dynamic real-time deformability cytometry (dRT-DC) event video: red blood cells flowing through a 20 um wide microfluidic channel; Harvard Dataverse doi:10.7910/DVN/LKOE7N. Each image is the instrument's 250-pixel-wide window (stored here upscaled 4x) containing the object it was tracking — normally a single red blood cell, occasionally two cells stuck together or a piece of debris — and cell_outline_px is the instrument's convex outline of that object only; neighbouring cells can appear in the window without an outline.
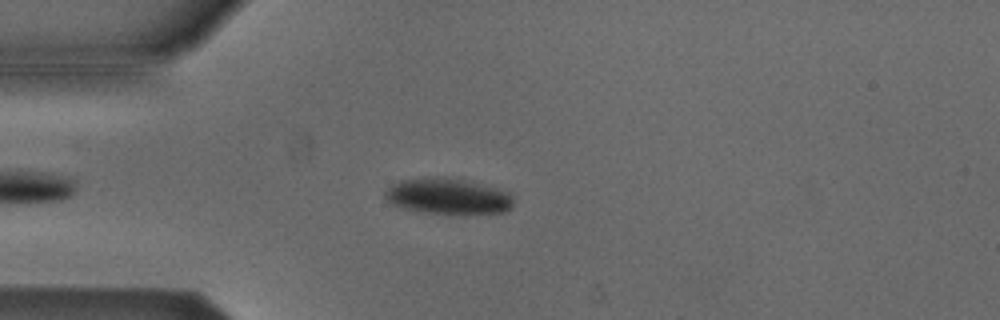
{"species": "Egyptian fruit bat (a non-hibernating species)", "species_latin": "Rousettus aegyptiacus", "temperature_condition": "cold", "stored_images_in_passage": 44, "camera_frame_rate_fps": 3000, "um_per_image_px": 0.085, "animal": {"sex": "male"}, "frame": {"image": 1, "passage_image": 8, "time_ms": 2.333, "image_size_px": [1000, 320], "cell_outline_px": [[512, 208], [504, 212], [460, 216], [452, 216], [424, 212], [400, 208], [392, 204], [384, 196], [384, 192], [392, 184], [404, 180], [444, 176], [496, 188], [508, 192], [512, 196]], "centroid_in_image_um": [38.09, 16.74], "position_along_channel_um": 46.9, "area_um2": 27.28}}
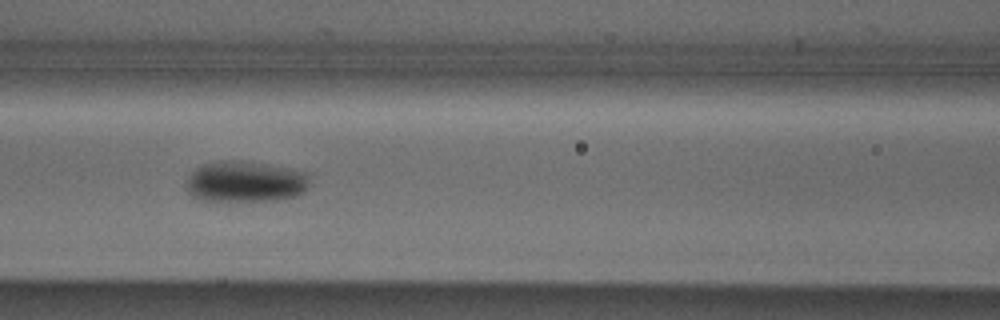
{"frame": {"image": 2, "passage_image": 17, "time_ms": 5.333, "image_size_px": [1000, 320], "cell_outline_px": [[308, 188], [304, 192], [296, 196], [280, 200], [200, 200], [192, 196], [184, 188], [184, 180], [196, 168], [204, 164], [224, 160], [240, 160], [288, 168], [304, 172], [308, 176]], "centroid_in_image_um": [20.8, 15.44], "position_along_channel_um": 145.8, "area_um2": 29.59}}
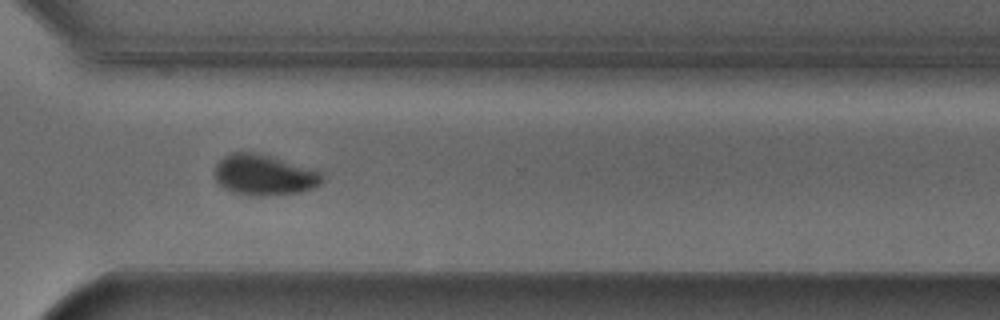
{"frame": {"image": 3, "passage_image": 33, "time_ms": 10.667, "image_size_px": [1000, 320], "cell_outline_px": [[324, 180], [316, 188], [300, 192], [268, 196], [256, 196], [232, 192], [224, 188], [212, 176], [212, 172], [216, 164], [224, 156], [232, 152], [252, 152], [316, 168], [324, 176]], "centroid_in_image_um": [22.47, 14.88], "position_along_channel_um": 348.1, "area_um2": 25.95}, "authors_computed_cell_mechanics": {"area_um2": 26.9348, "velocity_mm_per_s": 3.8003, "shape_relaxation_time_tau1_ms": 5.1079, "shape_relaxation_time_tau2_ms": null, "deformation_change_tau1": 0.0989, "deformation_change_tau2": null}}